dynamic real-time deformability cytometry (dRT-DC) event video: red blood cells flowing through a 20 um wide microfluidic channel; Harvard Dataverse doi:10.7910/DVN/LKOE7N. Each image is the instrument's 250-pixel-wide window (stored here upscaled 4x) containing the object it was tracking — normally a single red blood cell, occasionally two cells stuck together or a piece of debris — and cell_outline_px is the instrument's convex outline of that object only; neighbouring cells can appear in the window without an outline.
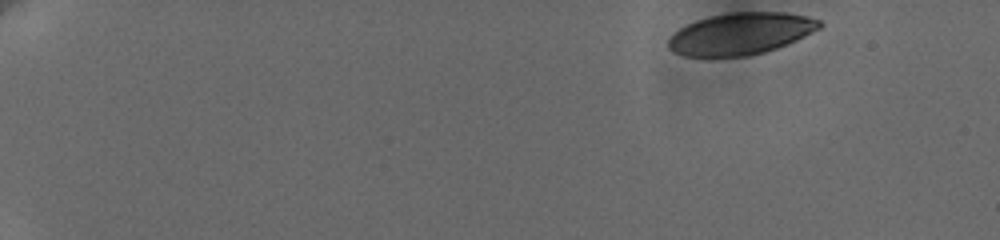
{"species": "human", "species_latin": "Homo sapiens", "temperature_condition": "cold", "stored_images_in_passage": 40, "camera_frame_rate_fps": 3000, "um_per_image_px": 0.085, "donor": {"sex": "female"}, "frame": {"image": 1, "passage_image": 1, "time_ms": 0.0, "image_size_px": [1000, 240], "cell_outline_px": [[824, 24], [820, 28], [796, 40], [776, 48], [764, 52], [748, 56], [684, 56], [668, 48], [668, 40], [680, 28], [696, 20], [712, 16], [732, 12], [784, 12], [804, 16], [820, 20]], "centroid_in_image_um": [62.98, 2.86], "position_along_channel_um": 22.0, "area_um2": 36.41}}
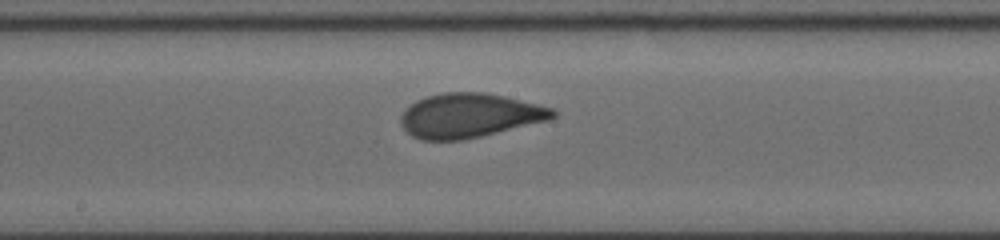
{"frame": {"image": 2, "passage_image": 23, "time_ms": 9.333, "image_size_px": [1000, 240], "cell_outline_px": [[556, 116], [548, 120], [480, 136], [460, 140], [420, 140], [412, 136], [400, 124], [400, 116], [416, 100], [428, 96], [444, 92], [484, 92], [504, 96], [552, 108], [556, 112]], "centroid_in_image_um": [39.88, 9.82], "position_along_channel_um": 208.3, "area_um2": 38.78}}
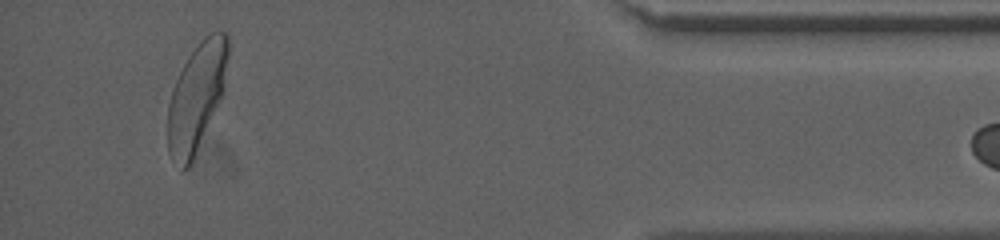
{"frame": {"image": 3, "passage_image": 39, "time_ms": 16.333, "image_size_px": [1000, 240], "cell_outline_px": [[228, 56], [224, 88], [220, 100], [192, 160], [188, 168], [184, 168], [168, 152], [168, 104], [172, 88], [188, 56], [200, 40], [204, 36], [212, 32], [228, 32]], "centroid_in_image_um": [16.72, 8.16], "position_along_channel_um": 418.5, "area_um2": 37.17}}